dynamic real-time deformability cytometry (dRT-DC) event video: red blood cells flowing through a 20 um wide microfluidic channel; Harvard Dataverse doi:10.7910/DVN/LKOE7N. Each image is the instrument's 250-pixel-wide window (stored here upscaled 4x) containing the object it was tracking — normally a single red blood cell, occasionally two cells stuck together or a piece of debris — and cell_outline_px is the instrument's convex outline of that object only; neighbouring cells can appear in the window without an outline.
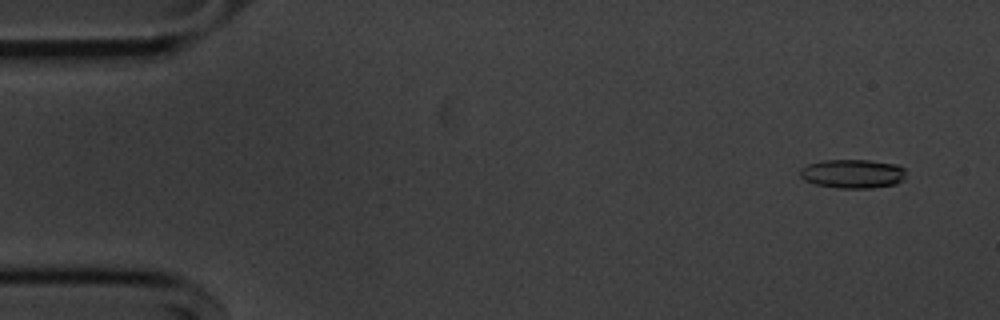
{"species": "common noctule bat (a hibernating species)", "species_latin": "Nyctalus noctula", "temperature_condition": "cold", "stored_images_in_passage": 16, "camera_frame_rate_fps": 3000, "um_per_image_px": 0.085, "animal": {"sex": "male", "body_mass_g": 20.1, "forearm_length_mm": 53.5}, "frame": {"image": 1, "passage_image": 4, "time_ms": 1.0, "image_size_px": [1000, 320], "cell_outline_px": [[904, 180], [896, 184], [872, 188], [840, 188], [816, 184], [804, 180], [800, 176], [800, 168], [808, 164], [824, 160], [868, 160], [896, 164], [904, 168]], "centroid_in_image_um": [72.48, 14.77], "position_along_channel_um": 12.5, "area_um2": 17.86}}
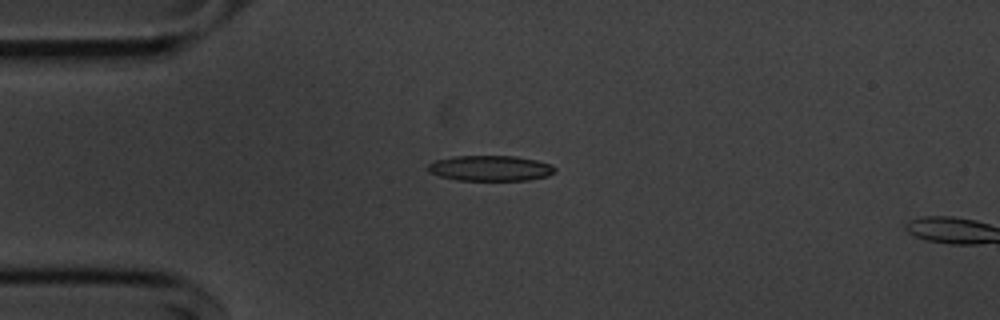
{"frame": {"image": 2, "passage_image": 14, "time_ms": 4.333, "image_size_px": [1000, 320], "cell_outline_px": [[556, 172], [548, 176], [528, 180], [460, 180], [440, 176], [428, 172], [428, 164], [436, 160], [452, 156], [516, 156], [536, 160], [552, 164], [556, 168]], "centroid_in_image_um": [41.71, 14.29], "position_along_channel_um": 43.3, "area_um2": 18.9}}